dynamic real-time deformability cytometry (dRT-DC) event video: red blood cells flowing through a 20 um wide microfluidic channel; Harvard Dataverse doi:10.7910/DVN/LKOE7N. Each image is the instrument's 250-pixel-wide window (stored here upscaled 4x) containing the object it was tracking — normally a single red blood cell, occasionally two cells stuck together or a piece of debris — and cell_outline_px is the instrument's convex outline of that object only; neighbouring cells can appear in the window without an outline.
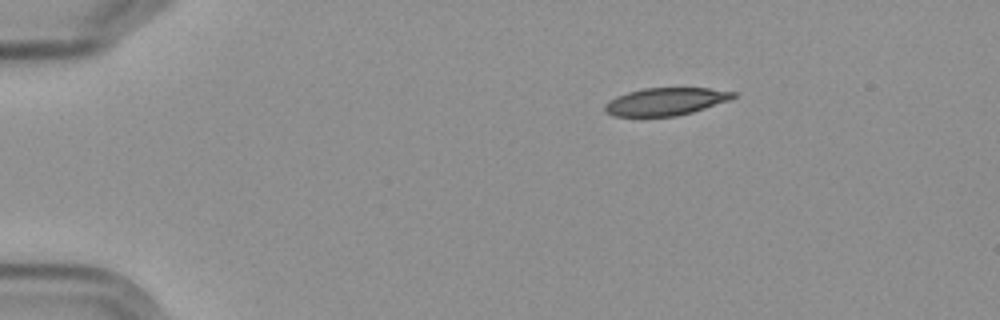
{"species": "Egyptian fruit bat (a non-hibernating species)", "species_latin": "Rousettus aegyptiacus", "temperature_condition": "cold", "stored_images_in_passage": 3, "camera_frame_rate_fps": 3000, "um_per_image_px": 0.085, "frame": {"image": 1, "passage_image": 1, "time_ms": 0.0, "image_size_px": [1000, 320], "cell_outline_px": [[736, 96], [728, 100], [692, 112], [676, 116], [616, 116], [608, 112], [604, 108], [604, 104], [616, 96], [628, 92], [644, 88], [708, 88], [736, 92]], "centroid_in_image_um": [56.57, 8.62], "position_along_channel_um": 28.4, "area_um2": 20.35}}